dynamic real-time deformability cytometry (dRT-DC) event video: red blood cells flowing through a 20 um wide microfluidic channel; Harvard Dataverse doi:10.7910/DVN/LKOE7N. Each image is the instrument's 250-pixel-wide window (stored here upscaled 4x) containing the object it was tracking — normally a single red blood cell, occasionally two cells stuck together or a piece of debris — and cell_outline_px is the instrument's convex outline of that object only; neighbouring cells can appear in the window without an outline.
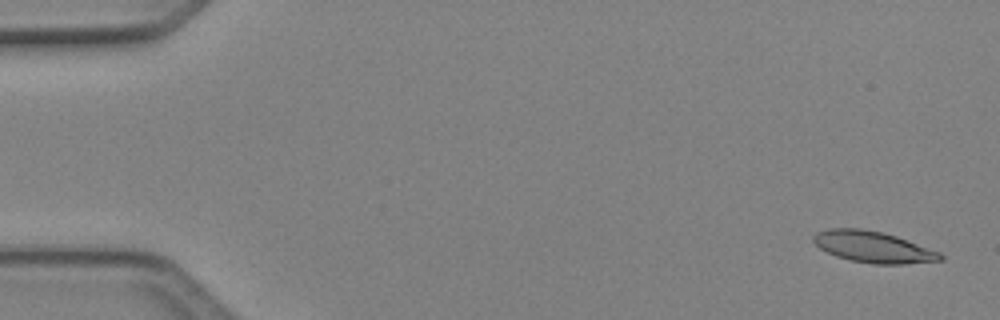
{"species": "Egyptian fruit bat (a non-hibernating species)", "species_latin": "Rousettus aegyptiacus", "temperature_condition": "cold", "stored_images_in_passage": 6, "segment_of_instrument_passage": [2, 2], "camera_frame_rate_fps": 3000, "um_per_image_px": 0.085, "animal": {"sex": "female"}, "frame": {"image": 1, "passage_image": 6, "time_ms": 1.667, "image_size_px": [1000, 320], "cell_outline_px": [[944, 260], [904, 264], [876, 264], [852, 260], [836, 256], [820, 248], [812, 240], [812, 236], [816, 232], [828, 228], [860, 228], [880, 232], [896, 236], [940, 252], [944, 256]], "centroid_in_image_um": [74.21, 20.99], "position_along_channel_um": 10.8, "area_um2": 23.0}}